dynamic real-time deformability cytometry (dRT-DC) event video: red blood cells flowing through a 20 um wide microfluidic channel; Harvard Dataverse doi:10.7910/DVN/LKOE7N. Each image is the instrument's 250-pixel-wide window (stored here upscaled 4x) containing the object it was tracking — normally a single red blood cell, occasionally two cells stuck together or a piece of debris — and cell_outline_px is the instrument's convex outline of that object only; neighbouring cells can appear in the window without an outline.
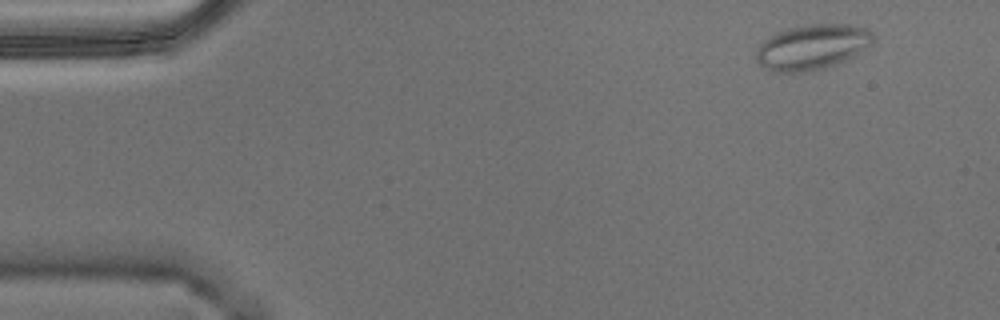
{"species": "Egyptian fruit bat (a non-hibernating species)", "species_latin": "Rousettus aegyptiacus", "temperature_condition": "warm", "stored_images_in_passage": 3, "camera_frame_rate_fps": 3000, "um_per_image_px": 0.085, "animal": {"sex": "male"}, "frame": {"image": 1, "passage_image": 1, "time_ms": 0.0, "image_size_px": [1000, 320], "cell_outline_px": [[872, 44], [852, 56], [832, 64], [820, 68], [800, 72], [776, 72], [760, 64], [756, 60], [756, 52], [760, 44], [768, 36], [776, 32], [788, 28], [808, 24], [856, 24], [872, 32]], "centroid_in_image_um": [69.01, 3.96], "position_along_channel_um": 16.0, "area_um2": 30.29}}